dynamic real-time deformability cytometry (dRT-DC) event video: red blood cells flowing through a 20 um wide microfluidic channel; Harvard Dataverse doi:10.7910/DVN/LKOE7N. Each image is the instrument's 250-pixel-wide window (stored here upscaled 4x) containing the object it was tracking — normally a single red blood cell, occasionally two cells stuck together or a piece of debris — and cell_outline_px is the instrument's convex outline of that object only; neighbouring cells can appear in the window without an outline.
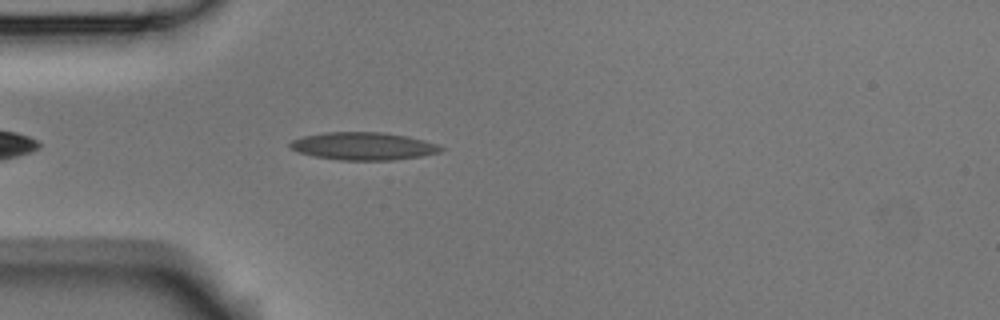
{"species": "Egyptian fruit bat (a non-hibernating species)", "species_latin": "Rousettus aegyptiacus", "temperature_condition": "room temperature", "stored_images_in_passage": 1, "camera_frame_rate_fps": 3000, "um_per_image_px": 0.085, "animal": {"sex": "male"}, "frame": {"image": 1, "passage_image": 1, "time_ms": 0.0, "image_size_px": [1000, 320], "cell_outline_px": [[444, 148], [440, 152], [420, 156], [392, 160], [340, 160], [312, 156], [296, 152], [288, 148], [288, 144], [292, 140], [304, 136], [324, 132], [380, 132], [404, 136], [424, 140], [436, 144]], "centroid_in_image_um": [30.81, 12.42], "position_along_channel_um": 54.2, "area_um2": 24.33}}